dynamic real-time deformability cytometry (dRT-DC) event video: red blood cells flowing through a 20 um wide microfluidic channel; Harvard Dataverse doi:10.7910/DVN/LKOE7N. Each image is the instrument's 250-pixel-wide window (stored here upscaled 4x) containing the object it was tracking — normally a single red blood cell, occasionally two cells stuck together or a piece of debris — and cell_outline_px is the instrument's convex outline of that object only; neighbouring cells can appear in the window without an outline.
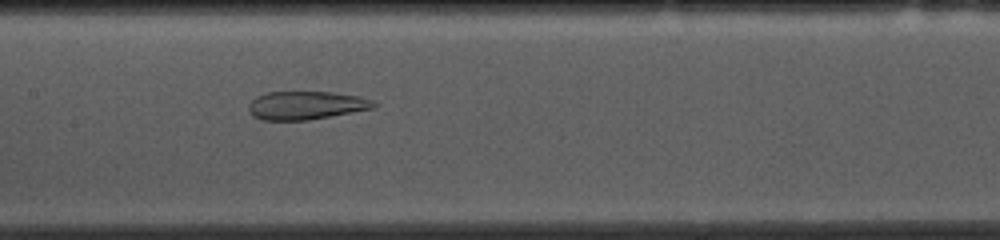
{"species": "common noctule bat (a hibernating species)", "species_latin": "Nyctalus noctula", "temperature_condition": "cold", "stored_images_in_passage": 52, "camera_frame_rate_fps": 3000, "um_per_image_px": 0.085, "animal": {"sex": "female", "body_mass_g": 10.0, "forearm_length_mm": 53.1}, "frame": {"image": 1, "passage_image": 23, "time_ms": 7.333, "image_size_px": [1000, 240], "cell_outline_px": [[380, 104], [376, 108], [308, 120], [260, 120], [252, 116], [248, 108], [248, 104], [256, 96], [264, 92], [332, 92], [360, 96], [372, 100]], "centroid_in_image_um": [26.03, 8.95], "position_along_channel_um": 181.4, "area_um2": 20.92}}
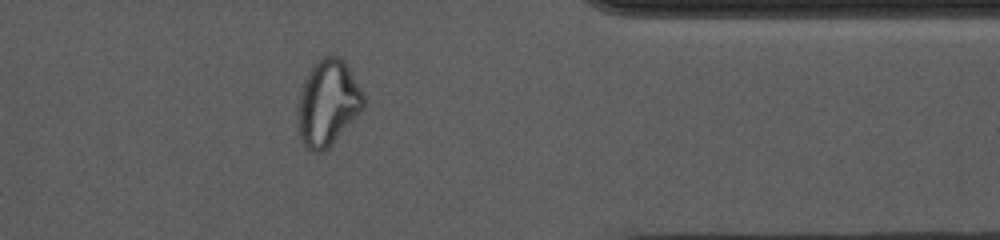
{"frame": {"image": 2, "passage_image": 41, "time_ms": 13.333, "image_size_px": [1000, 240], "cell_outline_px": [[364, 108], [328, 148], [324, 152], [312, 152], [300, 140], [300, 88], [312, 64], [316, 60], [324, 56], [340, 56], [344, 60], [360, 88], [364, 96]], "centroid_in_image_um": [27.88, 8.72], "position_along_channel_um": 383.5, "area_um2": 32.37}}
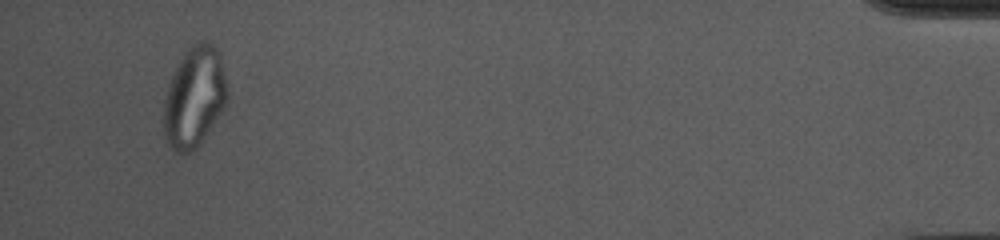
{"frame": {"image": 3, "passage_image": 49, "time_ms": 16.0, "image_size_px": [1000, 240], "cell_outline_px": [[228, 100], [200, 144], [192, 152], [176, 152], [168, 144], [164, 136], [164, 100], [168, 84], [184, 52], [188, 48], [200, 40], [204, 40], [212, 44], [216, 48], [224, 76], [228, 92]], "centroid_in_image_um": [16.5, 8.27], "position_along_channel_um": 418.7, "area_um2": 36.7}}